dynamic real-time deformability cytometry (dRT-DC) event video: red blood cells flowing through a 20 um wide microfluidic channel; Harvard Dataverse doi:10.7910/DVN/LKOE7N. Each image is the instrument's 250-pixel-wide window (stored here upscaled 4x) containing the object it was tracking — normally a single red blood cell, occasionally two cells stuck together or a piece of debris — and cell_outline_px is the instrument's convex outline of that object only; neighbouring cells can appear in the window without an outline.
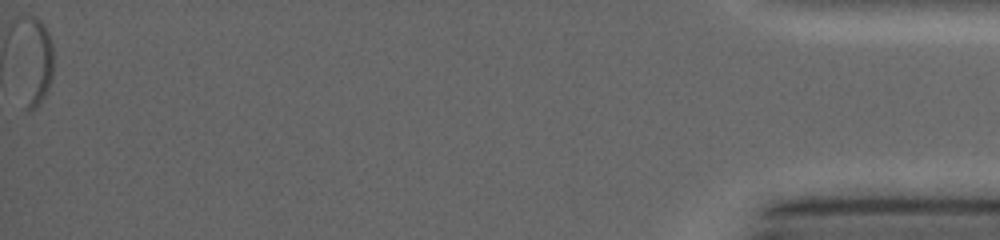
{"species": "common noctule bat (a hibernating species)", "species_latin": "Nyctalus noctula", "temperature_condition": "warm", "stored_images_in_passage": 40, "segment_of_instrument_passage": [2, 2], "camera_frame_rate_fps": 5000, "um_per_image_px": 0.085, "animal": {"sex": "female", "body_mass_g": 19.0, "forearm_length_mm": 53.3}, "frame": {"image": 1, "passage_image": 40, "time_ms": 14.8, "image_size_px": [1000, 240], "cell_outline_px": [[52, 80], [40, 104], [36, 108], [24, 108], [28, 16], [36, 16], [44, 24], [48, 32], [52, 44]], "centroid_in_image_um": [3.18, 5.35], "position_along_channel_um": 432.0, "area_um2": 14.62}}